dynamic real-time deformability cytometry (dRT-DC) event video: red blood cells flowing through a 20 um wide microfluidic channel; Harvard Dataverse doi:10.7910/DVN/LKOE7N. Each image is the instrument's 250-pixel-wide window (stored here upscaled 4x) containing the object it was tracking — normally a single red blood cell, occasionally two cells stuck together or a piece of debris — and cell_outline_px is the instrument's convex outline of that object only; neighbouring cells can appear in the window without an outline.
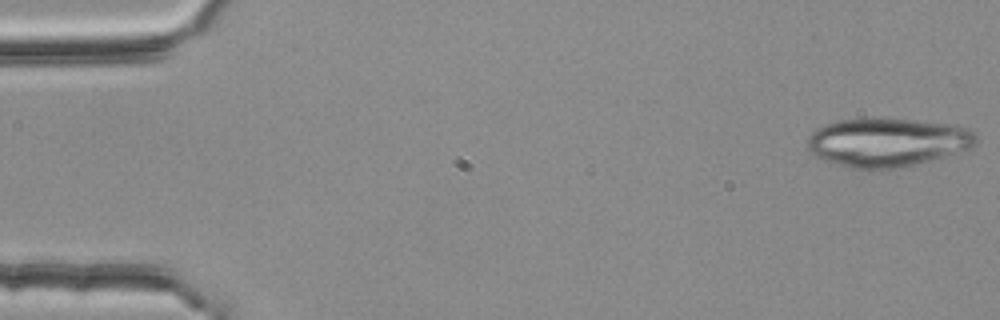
{"species": "common noctule bat (a hibernating species)", "species_latin": "Nyctalus noctula", "temperature_condition": "room temperature", "stored_images_in_passage": 23, "camera_frame_rate_fps": 3000, "um_per_image_px": 0.085, "animal": {"sex": "female", "body_mass_g": 25.1}, "frame": {"image": 1, "passage_image": 1, "time_ms": 0.0, "image_size_px": [1000, 320], "cell_outline_px": [[976, 144], [972, 148], [928, 160], [912, 164], [892, 168], [852, 168], [824, 160], [816, 156], [808, 148], [808, 136], [816, 128], [824, 124], [836, 120], [916, 120], [944, 124], [964, 128], [972, 132], [976, 136]], "centroid_in_image_um": [75.38, 12.1], "position_along_channel_um": 9.6, "area_um2": 46.41}}